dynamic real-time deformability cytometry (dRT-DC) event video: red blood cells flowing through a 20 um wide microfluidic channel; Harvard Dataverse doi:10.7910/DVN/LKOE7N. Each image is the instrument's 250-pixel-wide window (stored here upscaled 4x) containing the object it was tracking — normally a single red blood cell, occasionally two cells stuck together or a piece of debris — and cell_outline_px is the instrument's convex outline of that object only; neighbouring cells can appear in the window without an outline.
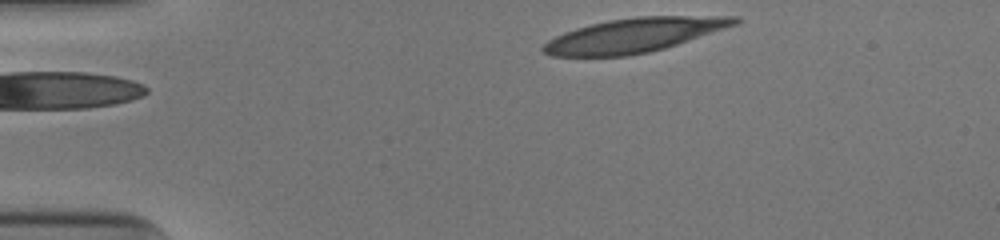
{"species": "human", "species_latin": "Homo sapiens", "temperature_condition": "cold", "stored_images_in_passage": 34, "camera_frame_rate_fps": 3000, "um_per_image_px": 0.085, "donor": {"sex": "male"}, "frame": {"image": 1, "passage_image": 1, "time_ms": 0.0, "image_size_px": [1000, 240], "cell_outline_px": [[740, 20], [736, 24], [664, 48], [648, 52], [628, 56], [552, 56], [544, 52], [540, 48], [548, 40], [556, 36], [576, 28], [608, 20], [636, 16], [732, 16]], "centroid_in_image_um": [53.84, 2.99], "position_along_channel_um": 31.2, "area_um2": 37.57}}
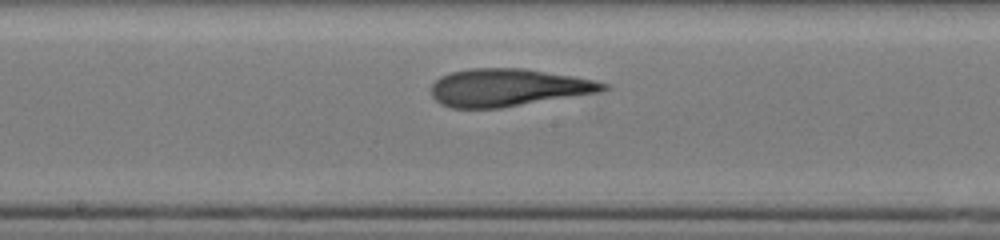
{"frame": {"image": 2, "passage_image": 19, "time_ms": 6.0, "image_size_px": [1000, 240], "cell_outline_px": [[608, 88], [600, 92], [500, 108], [452, 108], [440, 104], [432, 96], [432, 84], [440, 76], [452, 72], [472, 68], [524, 68], [572, 76], [592, 80], [608, 84]], "centroid_in_image_um": [43.16, 7.44], "position_along_channel_um": 205.0, "area_um2": 37.45}}
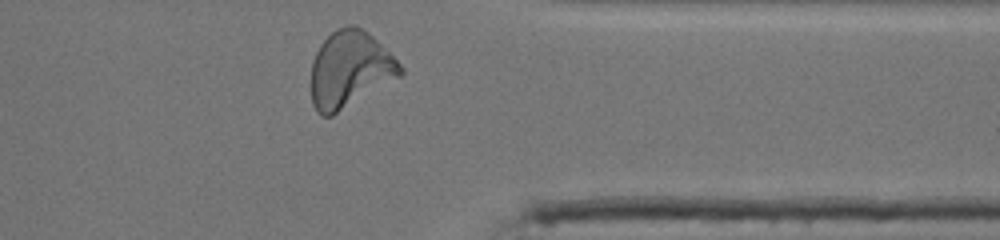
{"frame": {"image": 3, "passage_image": 33, "time_ms": 10.667, "image_size_px": [1000, 240], "cell_outline_px": [[404, 72], [400, 76], [332, 116], [324, 116], [312, 104], [312, 60], [320, 44], [336, 28], [348, 24], [352, 24], [368, 32], [404, 68]], "centroid_in_image_um": [29.72, 5.88], "position_along_channel_um": 381.7, "area_um2": 39.19}, "authors_computed_cell_mechanics": {"area_um2": 37.4255, "velocity_mm_per_s": 3.9311, "shape_relaxation_time_tau1_ms": 7.4422, "shape_relaxation_time_tau2_ms": 2.0338, "deformation_change_tau1": 0.2637, "deformation_change_tau2": 0.1208}}